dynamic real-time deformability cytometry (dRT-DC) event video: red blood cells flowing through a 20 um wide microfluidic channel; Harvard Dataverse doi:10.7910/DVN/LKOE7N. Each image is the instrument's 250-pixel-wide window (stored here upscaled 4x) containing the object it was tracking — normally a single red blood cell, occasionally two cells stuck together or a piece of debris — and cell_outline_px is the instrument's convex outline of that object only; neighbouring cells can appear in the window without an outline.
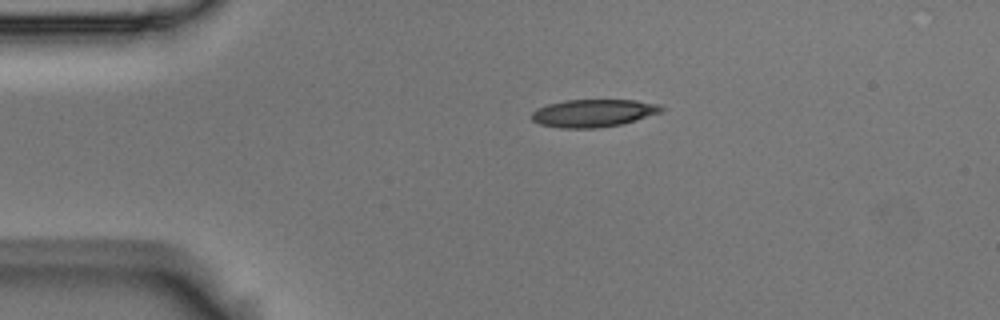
{"species": "Egyptian fruit bat (a non-hibernating species)", "species_latin": "Rousettus aegyptiacus", "temperature_condition": "room temperature", "stored_images_in_passage": 2, "camera_frame_rate_fps": 3000, "um_per_image_px": 0.085, "animal": {"sex": "male"}, "frame": {"image": 1, "passage_image": 1, "time_ms": 0.0, "image_size_px": [1000, 320], "cell_outline_px": [[664, 112], [624, 124], [596, 128], [560, 128], [540, 124], [532, 120], [532, 112], [536, 108], [548, 104], [564, 100], [636, 100], [660, 104], [664, 108]], "centroid_in_image_um": [50.48, 9.61], "position_along_channel_um": 34.5, "area_um2": 21.21}}